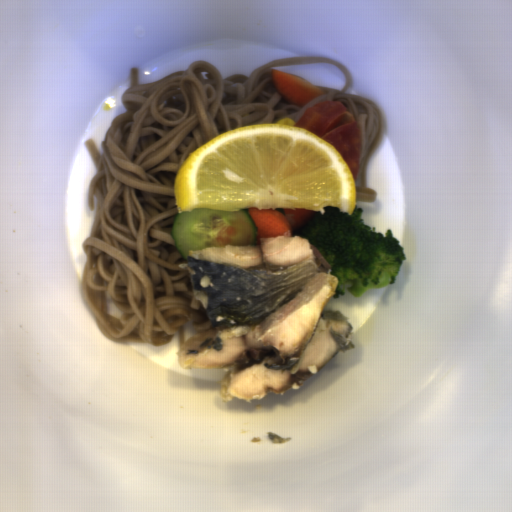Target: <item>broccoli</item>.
I'll return each instance as SVG.
<instances>
[{
	"mask_svg": "<svg viewBox=\"0 0 512 512\" xmlns=\"http://www.w3.org/2000/svg\"><path fill=\"white\" fill-rule=\"evenodd\" d=\"M314 214L296 237L309 241L321 270L339 279L334 297L345 293L361 296L370 288L389 287L399 276L406 252L392 230L385 235L360 219L364 209L354 205L353 212L338 207H323Z\"/></svg>",
	"mask_w": 512,
	"mask_h": 512,
	"instance_id": "1",
	"label": "broccoli"
}]
</instances>
